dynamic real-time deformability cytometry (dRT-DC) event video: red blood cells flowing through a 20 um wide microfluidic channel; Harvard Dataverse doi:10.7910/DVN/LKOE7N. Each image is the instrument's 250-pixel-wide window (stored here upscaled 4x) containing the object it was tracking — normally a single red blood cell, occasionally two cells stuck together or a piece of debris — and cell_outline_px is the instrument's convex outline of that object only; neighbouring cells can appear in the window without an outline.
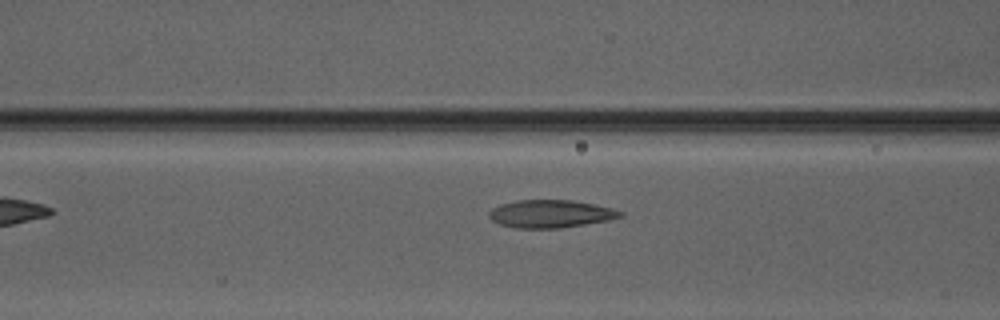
{"species": "Egyptian fruit bat (a non-hibernating species)", "species_latin": "Rousettus aegyptiacus", "temperature_condition": "warm", "stored_images_in_passage": 5, "camera_frame_rate_fps": 3000, "um_per_image_px": 0.085, "animal": {"sex": "male"}, "frame": {"image": 1, "passage_image": 4, "time_ms": 3.667, "image_size_px": [1000, 320], "cell_outline_px": [[624, 216], [608, 220], [560, 228], [516, 228], [500, 224], [492, 220], [488, 216], [488, 212], [492, 208], [500, 204], [516, 200], [572, 200], [616, 208], [624, 212]], "centroid_in_image_um": [46.82, 18.16], "position_along_channel_um": 119.8, "area_um2": 21.39}}
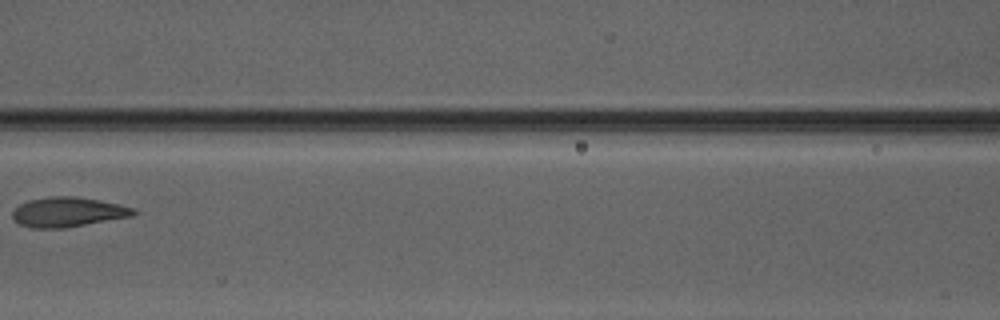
{"frame": {"image": 2, "passage_image": 5, "time_ms": 4.667, "image_size_px": [1000, 320], "cell_outline_px": [[140, 212], [132, 216], [64, 228], [32, 228], [20, 224], [12, 216], [12, 212], [20, 204], [28, 200], [48, 196], [76, 196], [100, 200], [136, 208]], "centroid_in_image_um": [5.8, 18.01], "position_along_channel_um": 160.8, "area_um2": 21.04}}